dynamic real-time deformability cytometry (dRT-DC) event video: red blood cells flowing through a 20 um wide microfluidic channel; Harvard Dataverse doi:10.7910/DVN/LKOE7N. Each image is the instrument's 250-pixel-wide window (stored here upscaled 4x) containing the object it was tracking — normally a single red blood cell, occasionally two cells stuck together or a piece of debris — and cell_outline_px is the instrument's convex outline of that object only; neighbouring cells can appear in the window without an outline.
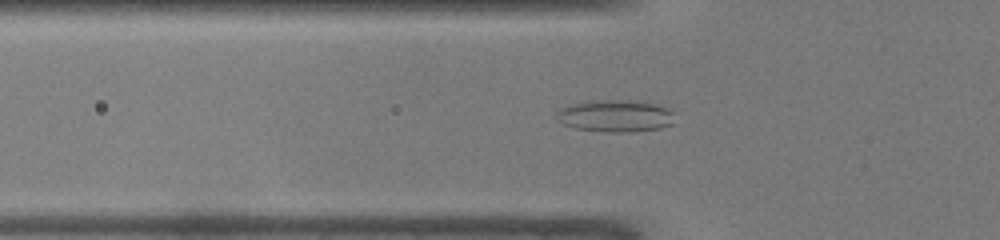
{"species": "common noctule bat (a hibernating species)", "species_latin": "Nyctalus noctula", "temperature_condition": "warm", "stored_images_in_passage": 33, "camera_frame_rate_fps": 3000, "um_per_image_px": 0.085, "animal": {"sex": "male", "body_mass_g": 19.0, "forearm_length_mm": 50.8}, "frame": {"image": 1, "passage_image": 2, "time_ms": 0.333, "image_size_px": [1000, 240], "cell_outline_px": [[672, 124], [660, 128], [632, 132], [612, 132], [576, 128], [564, 124], [556, 120], [556, 112], [560, 108], [572, 104], [596, 100], [628, 100], [656, 104], [668, 108], [672, 112]], "centroid_in_image_um": [52.28, 9.85], "position_along_channel_um": 73.5, "area_um2": 21.91}}
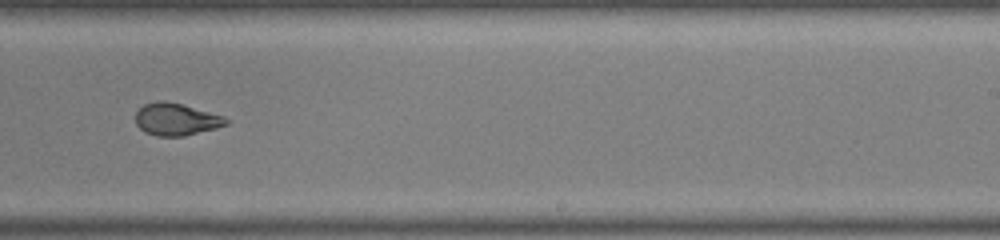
{"frame": {"image": 2, "passage_image": 16, "time_ms": 5.0, "image_size_px": [1000, 240], "cell_outline_px": [[228, 124], [216, 128], [184, 136], [156, 136], [144, 132], [136, 124], [136, 112], [144, 104], [160, 100], [164, 100], [180, 104], [224, 116], [228, 120]], "centroid_in_image_um": [14.95, 10.15], "position_along_channel_um": 274.0, "area_um2": 16.88}}
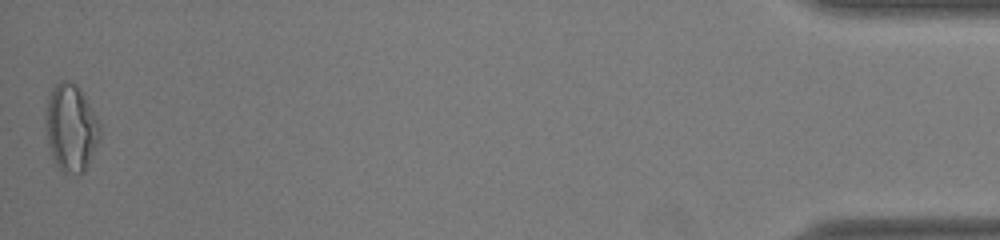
{"frame": {"image": 3, "passage_image": 33, "time_ms": 10.667, "image_size_px": [1000, 240], "cell_outline_px": [[100, 140], [84, 172], [64, 172], [56, 164], [52, 156], [48, 144], [48, 96], [52, 88], [60, 80], [68, 80], [76, 84], [84, 96], [100, 124]], "centroid_in_image_um": [6.07, 10.85], "position_along_channel_um": 429.1, "area_um2": 26.76}, "authors_computed_cell_mechanics": {"area_um2": 17.8602, "velocity_mm_per_s": 4.2935, "shape_relaxation_time_tau1_ms": null, "shape_relaxation_time_tau2_ms": 1.4366, "deformation_change_tau1": null, "deformation_change_tau2": 0.078}}